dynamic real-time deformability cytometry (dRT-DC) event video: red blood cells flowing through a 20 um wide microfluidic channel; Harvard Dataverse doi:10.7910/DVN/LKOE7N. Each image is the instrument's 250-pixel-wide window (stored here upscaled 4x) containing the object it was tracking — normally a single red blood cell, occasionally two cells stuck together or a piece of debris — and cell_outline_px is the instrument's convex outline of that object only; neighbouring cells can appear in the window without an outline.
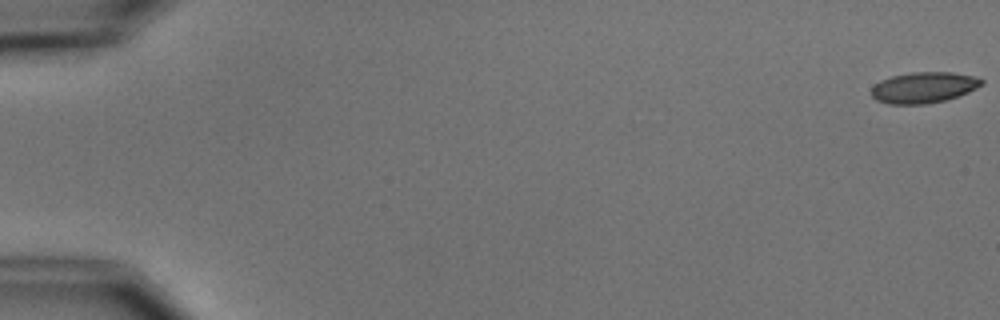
{"species": "common noctule bat (a hibernating species)", "species_latin": "Nyctalus noctula", "temperature_condition": "cold", "stored_images_in_passage": 8, "camera_frame_rate_fps": 3000, "um_per_image_px": 0.085, "animal": {"sex": "male", "body_mass_g": 15.6}, "frame": {"image": 1, "passage_image": 1, "time_ms": 0.0, "image_size_px": [1000, 320], "cell_outline_px": [[984, 84], [968, 92], [944, 100], [928, 104], [888, 104], [876, 100], [872, 96], [872, 88], [880, 80], [892, 76], [912, 72], [952, 72], [972, 76], [984, 80]], "centroid_in_image_um": [78.51, 7.44], "position_along_channel_um": 6.5, "area_um2": 19.77}}
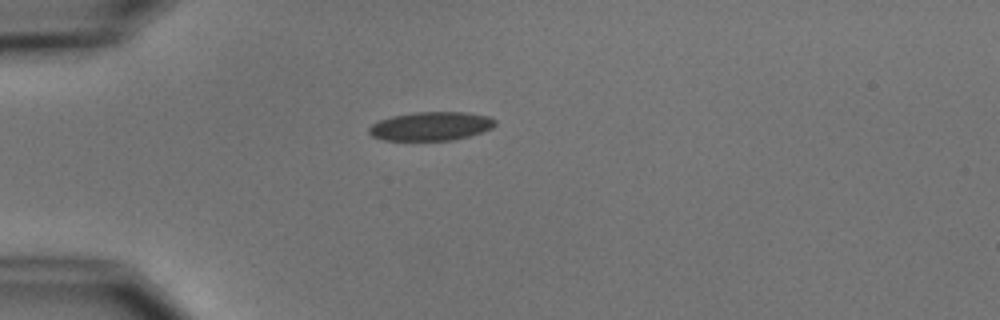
{"frame": {"image": 2, "passage_image": 5, "time_ms": 5.0, "image_size_px": [1000, 320], "cell_outline_px": [[496, 124], [492, 128], [468, 136], [452, 140], [384, 140], [372, 136], [368, 132], [368, 128], [372, 124], [380, 120], [392, 116], [416, 112], [464, 112], [488, 116], [496, 120]], "centroid_in_image_um": [36.62, 10.72], "position_along_channel_um": 48.4, "area_um2": 20.98}}
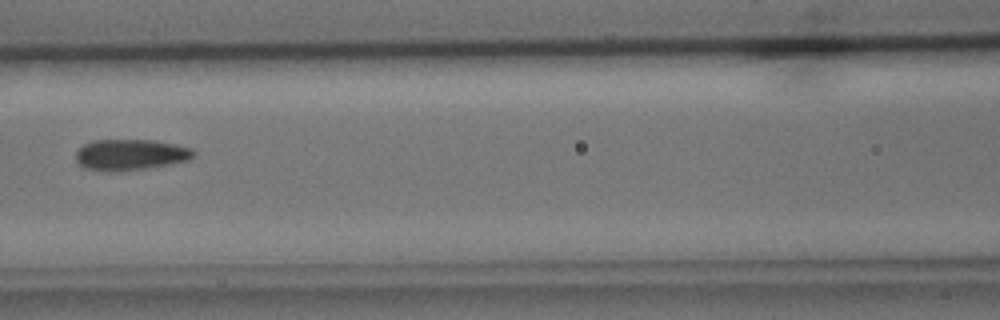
{"frame": {"image": 3, "passage_image": 8, "time_ms": 8.333, "image_size_px": [1000, 320], "cell_outline_px": [[196, 156], [188, 160], [168, 164], [144, 168], [104, 172], [84, 168], [76, 160], [76, 152], [84, 144], [92, 140], [152, 140], [176, 144], [192, 148], [196, 152]], "centroid_in_image_um": [11.09, 13.14], "position_along_channel_um": 155.5, "area_um2": 21.21}}